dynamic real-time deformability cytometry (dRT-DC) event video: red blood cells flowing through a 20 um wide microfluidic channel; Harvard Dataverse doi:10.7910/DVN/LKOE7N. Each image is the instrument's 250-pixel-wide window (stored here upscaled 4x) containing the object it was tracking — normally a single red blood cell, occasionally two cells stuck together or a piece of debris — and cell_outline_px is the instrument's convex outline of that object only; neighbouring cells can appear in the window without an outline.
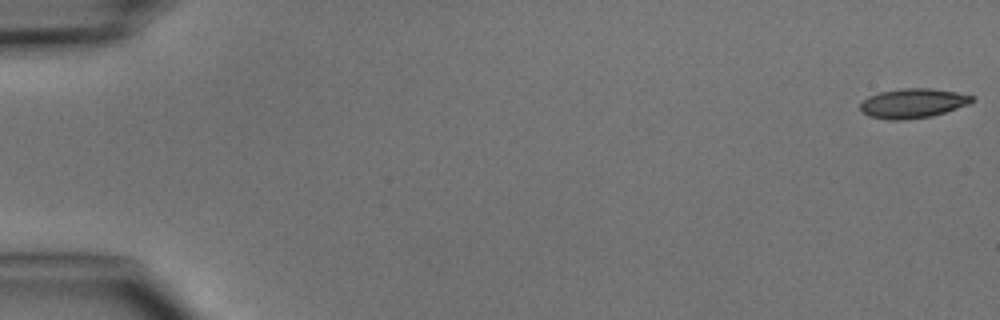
{"species": "common noctule bat (a hibernating species)", "species_latin": "Nyctalus noctula", "temperature_condition": "cold", "stored_images_in_passage": 4, "camera_frame_rate_fps": 3000, "um_per_image_px": 0.085, "animal": {"sex": "male", "body_mass_g": 15.6}, "frame": {"image": 1, "passage_image": 1, "time_ms": 0.0, "image_size_px": [1000, 320], "cell_outline_px": [[976, 96], [968, 104], [932, 116], [904, 120], [888, 120], [868, 116], [860, 112], [860, 104], [868, 96], [880, 92], [900, 88], [928, 88], [956, 92]], "centroid_in_image_um": [77.54, 8.78], "position_along_channel_um": 7.5, "area_um2": 19.25}}
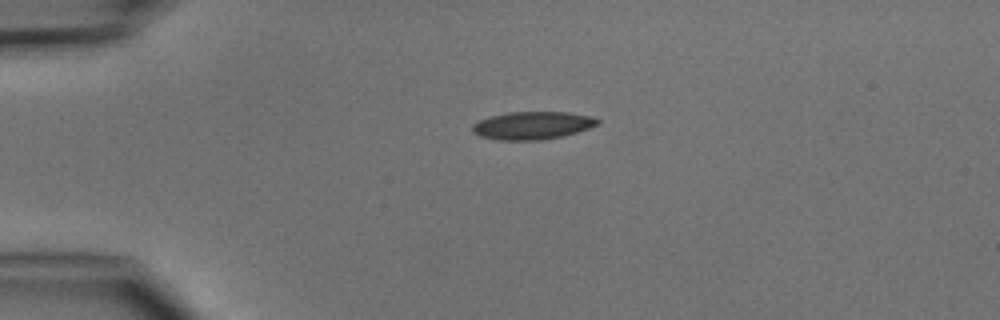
{"frame": {"image": 2, "passage_image": 4, "time_ms": 3.667, "image_size_px": [1000, 320], "cell_outline_px": [[600, 124], [564, 136], [540, 140], [496, 140], [480, 136], [472, 132], [472, 124], [480, 120], [492, 116], [508, 112], [568, 112], [592, 116], [600, 120]], "centroid_in_image_um": [45.26, 10.66], "position_along_channel_um": 39.7, "area_um2": 20.35}}